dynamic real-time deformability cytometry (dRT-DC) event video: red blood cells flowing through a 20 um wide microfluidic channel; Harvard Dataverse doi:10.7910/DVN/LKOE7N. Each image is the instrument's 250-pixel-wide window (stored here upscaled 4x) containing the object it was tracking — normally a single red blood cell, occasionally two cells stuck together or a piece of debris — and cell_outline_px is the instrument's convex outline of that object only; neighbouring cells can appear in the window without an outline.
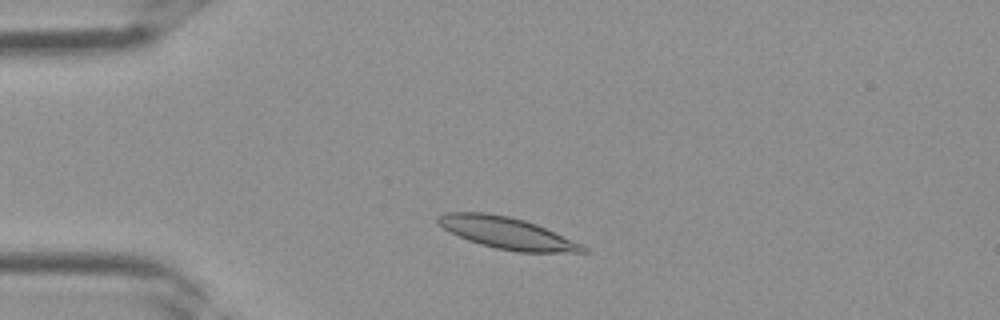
{"species": "Egyptian fruit bat (a non-hibernating species)", "species_latin": "Rousettus aegyptiacus", "temperature_condition": "room temperature", "stored_images_in_passage": 3, "camera_frame_rate_fps": 3000, "um_per_image_px": 0.085, "frame": {"image": 1, "passage_image": 2, "time_ms": 0.333, "image_size_px": [1000, 320], "cell_outline_px": [[588, 252], [520, 252], [496, 248], [480, 244], [468, 240], [444, 228], [436, 220], [436, 216], [444, 212], [488, 212], [508, 216], [524, 220], [536, 224], [584, 244], [588, 248]], "centroid_in_image_um": [43.12, 19.8], "position_along_channel_um": 41.9, "area_um2": 26.7}}